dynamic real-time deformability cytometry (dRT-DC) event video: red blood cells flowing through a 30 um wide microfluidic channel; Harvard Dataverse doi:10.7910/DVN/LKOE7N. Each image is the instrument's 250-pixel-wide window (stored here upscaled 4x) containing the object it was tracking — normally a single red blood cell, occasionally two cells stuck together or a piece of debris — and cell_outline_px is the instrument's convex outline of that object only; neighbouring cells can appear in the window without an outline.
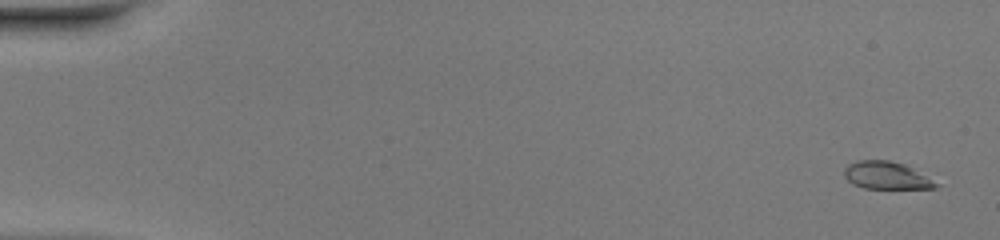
{"species": "common noctule bat (a hibernating species)", "species_latin": "Nyctalus noctula", "temperature_condition": "warm", "stored_images_in_passage": 51, "camera_frame_rate_fps": 3000, "um_per_image_px": 0.085, "animal": {"sex": "female", "body_mass_g": 20.0, "forearm_length_mm": 54.0}, "frame": {"image": 1, "passage_image": 2, "time_ms": 0.333, "image_size_px": [1000, 240], "cell_outline_px": [[940, 184], [936, 188], [864, 188], [852, 184], [844, 176], [844, 168], [848, 164], [856, 160], [888, 160], [904, 164], [912, 168]], "centroid_in_image_um": [75.31, 14.91], "position_along_channel_um": 9.7, "area_um2": 14.62}}
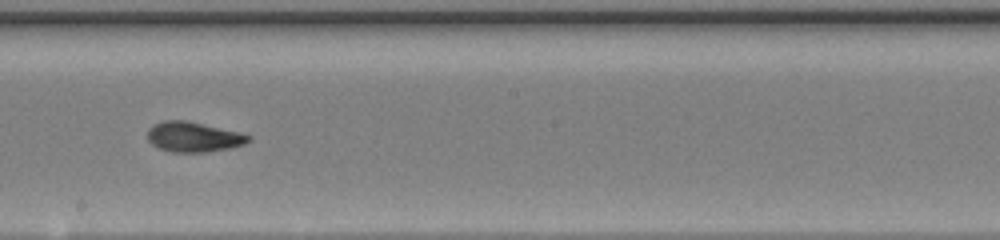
{"frame": {"image": 2, "passage_image": 30, "time_ms": 9.667, "image_size_px": [1000, 240], "cell_outline_px": [[252, 140], [244, 144], [232, 148], [204, 152], [172, 152], [160, 148], [152, 144], [148, 140], [148, 128], [152, 124], [164, 120], [188, 120], [240, 132], [252, 136]], "centroid_in_image_um": [16.47, 11.62], "position_along_channel_um": 231.7, "area_um2": 17.92}}
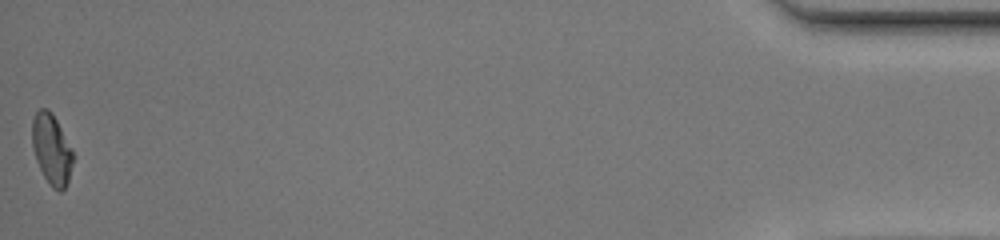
{"frame": {"image": 3, "passage_image": 51, "time_ms": 16.667, "image_size_px": [1000, 240], "cell_outline_px": [[72, 164], [68, 180], [64, 188], [60, 192], [52, 188], [44, 176], [36, 160], [32, 148], [32, 120], [36, 112], [40, 108], [48, 108], [52, 112], [72, 148]], "centroid_in_image_um": [4.37, 12.66], "position_along_channel_um": 430.8, "area_um2": 16.7}, "authors_computed_cell_mechanics": {"area_um2": 16.8776, "velocity_mm_per_s": 4.1489, "shape_relaxation_time_tau1_ms": 5.6781, "shape_relaxation_time_tau2_ms": 1.7554, "deformation_change_tau1": 0.233, "deformation_change_tau2": 0.0755}}